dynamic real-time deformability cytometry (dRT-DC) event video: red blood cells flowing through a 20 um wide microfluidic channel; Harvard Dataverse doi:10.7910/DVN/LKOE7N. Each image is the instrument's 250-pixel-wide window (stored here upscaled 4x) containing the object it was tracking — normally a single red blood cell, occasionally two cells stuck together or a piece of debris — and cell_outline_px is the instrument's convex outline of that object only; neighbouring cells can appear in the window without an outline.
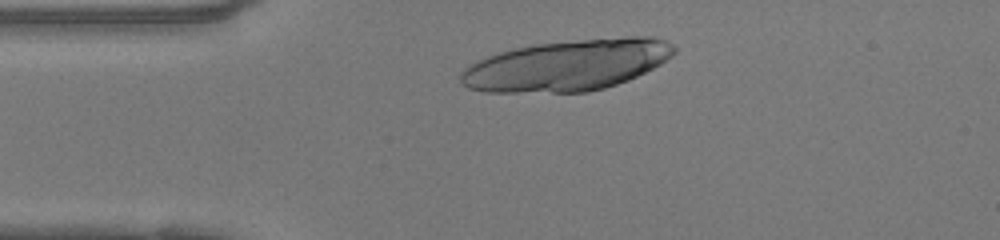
{"species": "human", "species_latin": "Homo sapiens", "temperature_condition": "warm", "stored_images_in_passage": 35, "camera_frame_rate_fps": 3000, "um_per_image_px": 0.085, "donor": {"sex": "female"}, "frame": {"image": 1, "passage_image": 4, "time_ms": 1.0, "image_size_px": [1000, 240], "cell_outline_px": [[676, 52], [672, 56], [660, 64], [628, 80], [604, 88], [588, 92], [484, 92], [468, 88], [460, 84], [460, 72], [468, 64], [476, 60], [512, 48], [536, 44], [624, 36], [652, 36], [664, 40], [672, 44], [676, 48]], "centroid_in_image_um": [48.18, 5.54], "position_along_channel_um": 36.8, "area_um2": 63.58}}
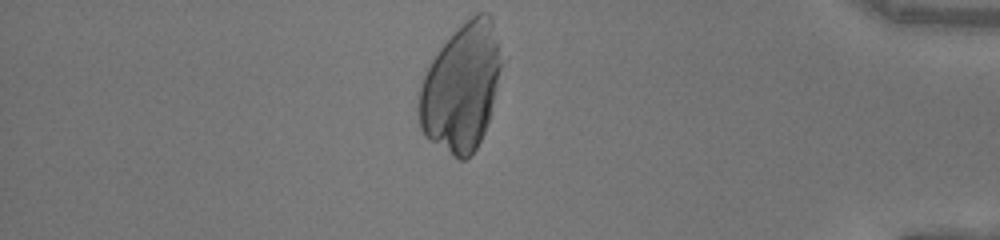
{"frame": {"image": 2, "passage_image": 35, "time_ms": 11.333, "image_size_px": [1000, 240], "cell_outline_px": [[508, 60], [484, 132], [476, 148], [464, 160], [460, 160], [424, 136], [420, 128], [416, 116], [416, 104], [420, 84], [436, 52], [476, 12], [488, 12], [492, 16], [508, 56]], "centroid_in_image_um": [39.3, 7.36], "position_along_channel_um": 395.9, "area_um2": 63.12}}